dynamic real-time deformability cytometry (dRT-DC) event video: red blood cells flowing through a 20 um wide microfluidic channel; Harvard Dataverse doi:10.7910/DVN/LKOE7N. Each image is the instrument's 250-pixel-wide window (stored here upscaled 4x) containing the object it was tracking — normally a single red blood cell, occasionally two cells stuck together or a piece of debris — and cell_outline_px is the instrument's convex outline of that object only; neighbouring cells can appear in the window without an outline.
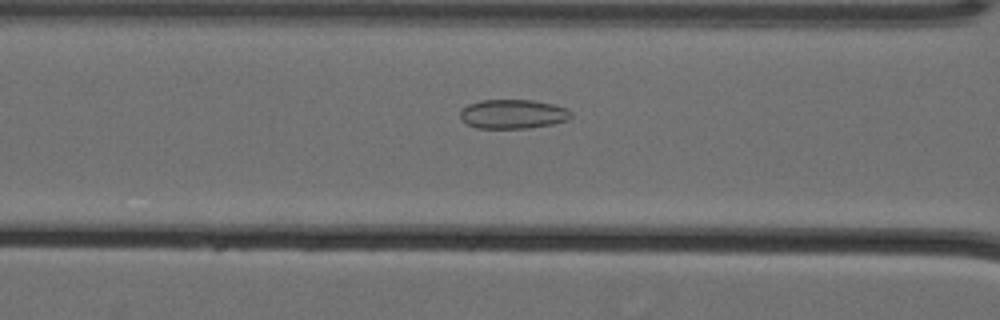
{"species": "Egyptian fruit bat (a non-hibernating species)", "species_latin": "Rousettus aegyptiacus", "temperature_condition": "cold", "stored_images_in_passage": 42, "camera_frame_rate_fps": 3000, "um_per_image_px": 0.085, "animal": {"sex": "female"}, "frame": {"image": 1, "passage_image": 10, "time_ms": 3.0, "image_size_px": [1000, 320], "cell_outline_px": [[572, 116], [568, 120], [552, 124], [528, 128], [476, 128], [468, 124], [460, 116], [460, 112], [468, 104], [480, 100], [532, 100], [552, 104], [568, 108], [572, 112]], "centroid_in_image_um": [43.63, 9.69], "position_along_channel_um": 123.0, "area_um2": 18.84}}
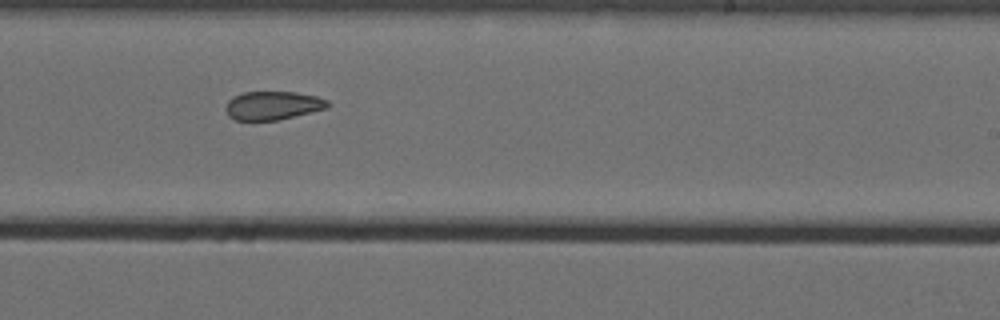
{"frame": {"image": 2, "passage_image": 22, "time_ms": 7.0, "image_size_px": [1000, 320], "cell_outline_px": [[328, 108], [276, 120], [236, 120], [228, 116], [224, 108], [228, 100], [232, 96], [244, 92], [296, 92], [316, 96], [328, 100]], "centroid_in_image_um": [23.14, 8.96], "position_along_channel_um": 265.9, "area_um2": 16.94}}
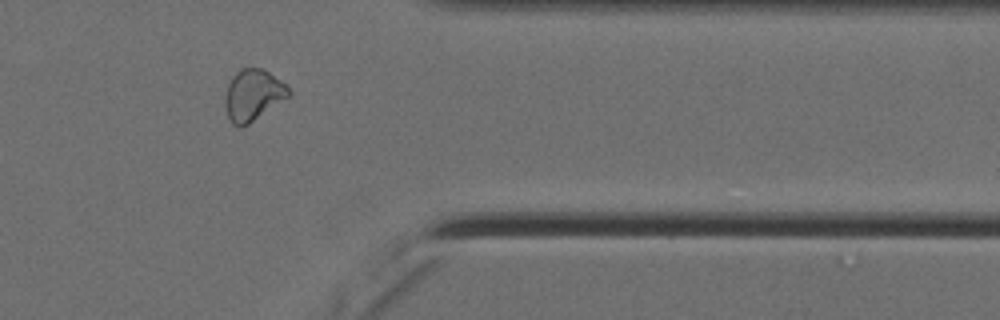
{"frame": {"image": 3, "passage_image": 33, "time_ms": 10.667, "image_size_px": [1000, 320], "cell_outline_px": [[292, 92], [288, 96], [248, 124], [240, 128], [232, 124], [224, 108], [224, 96], [228, 84], [232, 76], [240, 68], [264, 68], [284, 84]], "centroid_in_image_um": [21.45, 8.07], "position_along_channel_um": 390.0, "area_um2": 18.84}, "authors_computed_cell_mechanics": {"area_um2": 18.6116, "velocity_mm_per_s": 3.5895, "shape_relaxation_time_tau1_ms": null, "shape_relaxation_time_tau2_ms": 4.785, "deformation_change_tau1": null, "deformation_change_tau2": 0.1014}}